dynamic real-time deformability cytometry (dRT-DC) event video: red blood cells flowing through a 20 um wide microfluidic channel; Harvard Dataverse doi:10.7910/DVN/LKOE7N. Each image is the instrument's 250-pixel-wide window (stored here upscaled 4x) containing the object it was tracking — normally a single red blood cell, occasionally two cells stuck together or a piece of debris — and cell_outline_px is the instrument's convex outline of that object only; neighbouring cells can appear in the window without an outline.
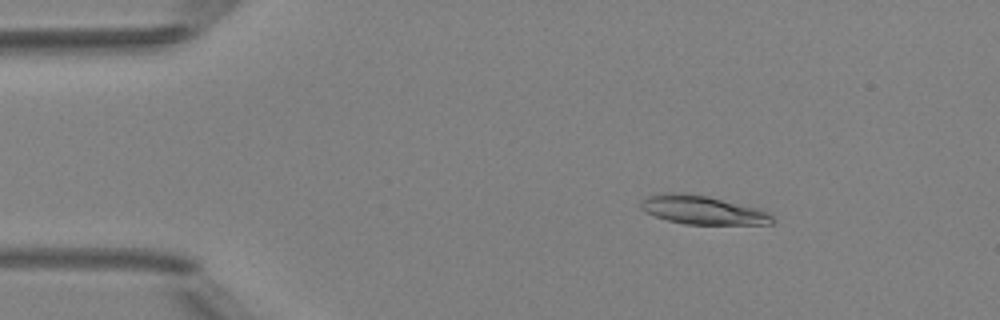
{"species": "Egyptian fruit bat (a non-hibernating species)", "species_latin": "Rousettus aegyptiacus", "temperature_condition": "room temperature", "stored_images_in_passage": 5, "camera_frame_rate_fps": 3000, "um_per_image_px": 0.085, "animal": {"sex": "female"}, "frame": {"image": 1, "passage_image": 3, "time_ms": 2.333, "image_size_px": [1000, 320], "cell_outline_px": [[776, 220], [772, 224], [684, 224], [668, 220], [656, 216], [640, 208], [640, 200], [648, 196], [664, 192], [680, 192], [708, 196], [760, 208], [768, 212]], "centroid_in_image_um": [59.74, 17.84], "position_along_channel_um": 25.3, "area_um2": 22.08}}
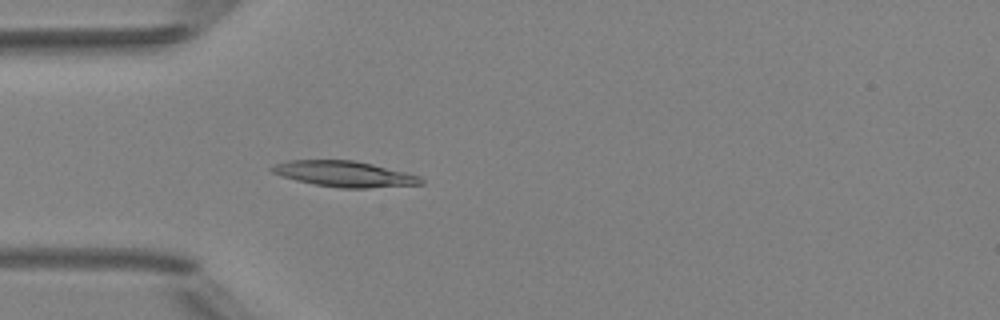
{"frame": {"image": 2, "passage_image": 5, "time_ms": 4.667, "image_size_px": [1000, 320], "cell_outline_px": [[424, 184], [368, 188], [340, 188], [316, 184], [296, 180], [280, 176], [272, 172], [268, 168], [276, 164], [288, 160], [356, 160], [420, 176], [424, 180]], "centroid_in_image_um": [29.27, 14.78], "position_along_channel_um": 55.7, "area_um2": 22.31}}